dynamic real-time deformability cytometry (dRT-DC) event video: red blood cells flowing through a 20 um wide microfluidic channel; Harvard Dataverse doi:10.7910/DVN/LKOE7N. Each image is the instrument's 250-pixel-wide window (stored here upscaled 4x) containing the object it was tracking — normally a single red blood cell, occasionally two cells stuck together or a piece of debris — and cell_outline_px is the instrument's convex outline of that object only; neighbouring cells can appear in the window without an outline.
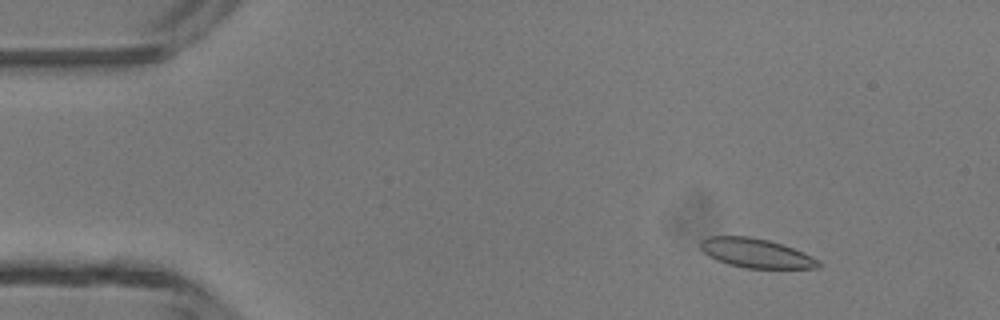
{"species": "common noctule bat (a hibernating species)", "species_latin": "Nyctalus noctula", "temperature_condition": "room temperature", "stored_images_in_passage": 4, "camera_frame_rate_fps": 3000, "um_per_image_px": 0.085, "animal": {"sex": "male", "body_mass_g": 13.3}, "frame": {"image": 1, "passage_image": 2, "time_ms": 1.0, "image_size_px": [1000, 320], "cell_outline_px": [[820, 268], [744, 268], [728, 264], [716, 260], [708, 256], [700, 248], [700, 240], [708, 236], [748, 236], [768, 240], [792, 248], [812, 256], [820, 260]], "centroid_in_image_um": [64.23, 21.52], "position_along_channel_um": 20.8, "area_um2": 20.11}}